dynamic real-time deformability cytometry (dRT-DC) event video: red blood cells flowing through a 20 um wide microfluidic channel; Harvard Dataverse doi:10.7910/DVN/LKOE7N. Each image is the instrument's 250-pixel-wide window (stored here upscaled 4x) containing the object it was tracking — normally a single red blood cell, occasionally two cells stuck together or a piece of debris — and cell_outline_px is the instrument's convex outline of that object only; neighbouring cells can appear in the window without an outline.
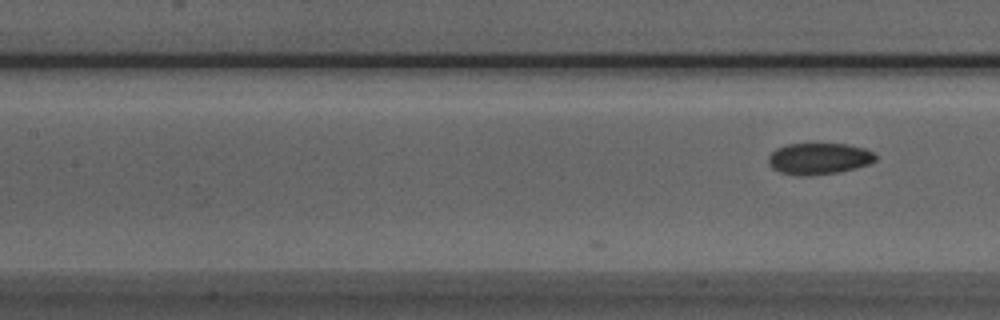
{"species": "Egyptian fruit bat (a non-hibernating species)", "species_latin": "Rousettus aegyptiacus", "temperature_condition": "room temperature", "stored_images_in_passage": 9, "camera_frame_rate_fps": 3000, "um_per_image_px": 0.085, "animal": {"sex": "male"}, "frame": {"image": 1, "passage_image": 9, "time_ms": 2.667, "image_size_px": [1000, 320], "cell_outline_px": [[876, 160], [868, 164], [856, 168], [840, 172], [808, 176], [800, 176], [780, 172], [772, 168], [768, 164], [768, 156], [776, 148], [788, 144], [848, 144], [864, 148], [872, 152], [876, 156]], "centroid_in_image_um": [69.59, 13.49], "position_along_channel_um": 137.8, "area_um2": 19.71}}